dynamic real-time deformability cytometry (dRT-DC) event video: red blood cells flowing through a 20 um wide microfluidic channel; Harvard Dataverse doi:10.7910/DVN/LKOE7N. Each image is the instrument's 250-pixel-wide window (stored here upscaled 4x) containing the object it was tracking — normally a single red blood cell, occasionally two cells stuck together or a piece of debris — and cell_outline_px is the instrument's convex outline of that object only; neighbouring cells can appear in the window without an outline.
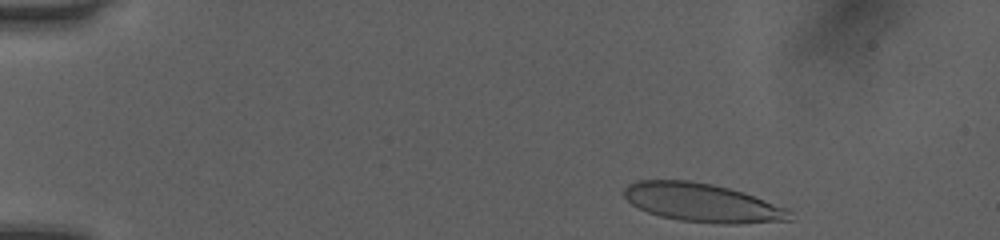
{"species": "human", "species_latin": "Homo sapiens", "temperature_condition": "room temperature", "stored_images_in_passage": 32, "camera_frame_rate_fps": 3000, "um_per_image_px": 0.085, "donor": {"sex": "female"}, "frame": {"image": 1, "passage_image": 1, "time_ms": 0.0, "image_size_px": [1000, 240], "cell_outline_px": [[792, 220], [736, 224], [720, 224], [680, 220], [660, 216], [648, 212], [632, 204], [624, 196], [624, 188], [628, 184], [636, 180], [688, 180], [712, 184], [728, 188], [788, 208], [792, 212]], "centroid_in_image_um": [59.69, 17.23], "position_along_channel_um": 25.3, "area_um2": 37.05}}
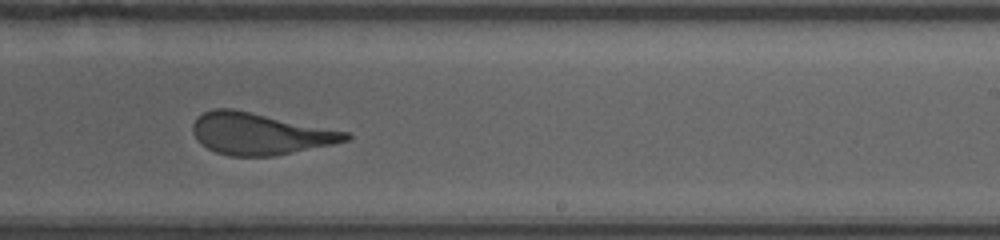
{"frame": {"image": 2, "passage_image": 14, "time_ms": 4.333, "image_size_px": [1000, 240], "cell_outline_px": [[352, 136], [348, 140], [332, 144], [272, 156], [228, 156], [216, 152], [208, 148], [192, 132], [192, 124], [196, 116], [204, 112], [216, 108], [232, 108], [348, 132]], "centroid_in_image_um": [22.05, 11.36], "position_along_channel_um": 266.9, "area_um2": 36.7}}
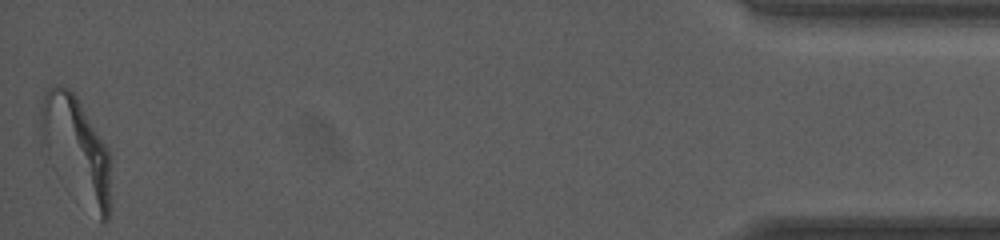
{"frame": {"image": 3, "passage_image": 32, "time_ms": 10.333, "image_size_px": [1000, 240], "cell_outline_px": [[108, 220], [104, 224], [100, 220], [48, 156], [40, 144], [40, 104], [44, 92], [52, 84], [60, 84], [68, 88], [76, 96], [108, 148]], "centroid_in_image_um": [6.42, 12.49], "position_along_channel_um": 428.8, "area_um2": 40.86}, "authors_computed_cell_mechanics": {"area_um2": 38.4081, "velocity_mm_per_s": 4.0846, "shape_relaxation_time_tau1_ms": 1.4989, "shape_relaxation_time_tau2_ms": null, "deformation_change_tau1": 0.1386, "deformation_change_tau2": null}}